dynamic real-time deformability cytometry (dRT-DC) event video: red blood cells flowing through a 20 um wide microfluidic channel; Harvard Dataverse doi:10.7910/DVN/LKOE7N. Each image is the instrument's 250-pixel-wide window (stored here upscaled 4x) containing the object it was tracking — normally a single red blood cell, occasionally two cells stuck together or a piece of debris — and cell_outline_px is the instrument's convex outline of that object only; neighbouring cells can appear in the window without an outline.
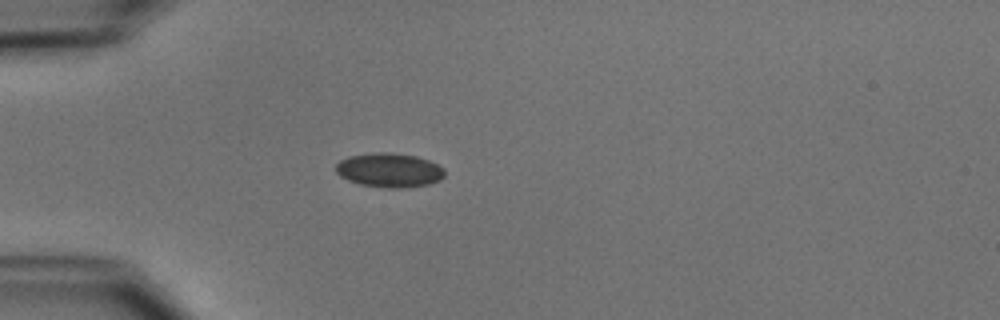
{"species": "common noctule bat (a hibernating species)", "species_latin": "Nyctalus noctula", "temperature_condition": "cold", "stored_images_in_passage": 51, "camera_frame_rate_fps": 3000, "um_per_image_px": 0.085, "animal": {"sex": "male", "body_mass_g": 15.6}, "frame": {"image": 1, "passage_image": 15, "time_ms": 4.667, "image_size_px": [1000, 320], "cell_outline_px": [[444, 176], [440, 180], [428, 184], [404, 188], [388, 188], [360, 184], [348, 180], [340, 176], [336, 172], [336, 164], [340, 160], [348, 156], [376, 152], [388, 152], [416, 156], [428, 160], [444, 168]], "centroid_in_image_um": [33.08, 14.46], "position_along_channel_um": 51.9, "area_um2": 21.68}}
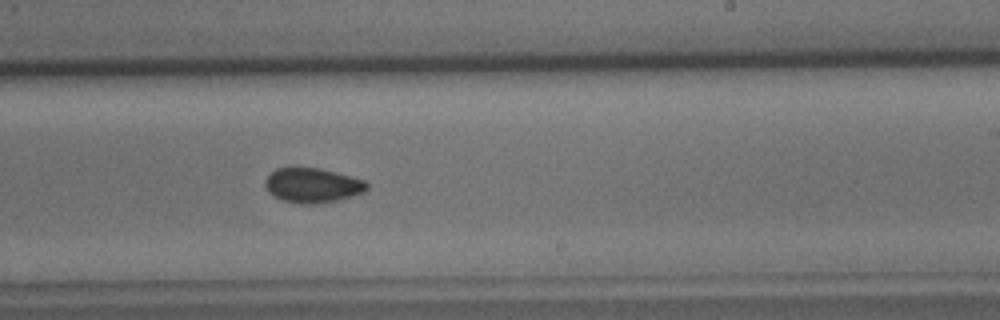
{"frame": {"image": 2, "passage_image": 32, "time_ms": 10.333, "image_size_px": [1000, 320], "cell_outline_px": [[368, 188], [364, 192], [340, 200], [316, 204], [300, 204], [284, 200], [268, 192], [264, 184], [264, 180], [276, 168], [320, 168], [364, 180], [368, 184]], "centroid_in_image_um": [26.57, 15.76], "position_along_channel_um": 262.4, "area_um2": 20.46}}
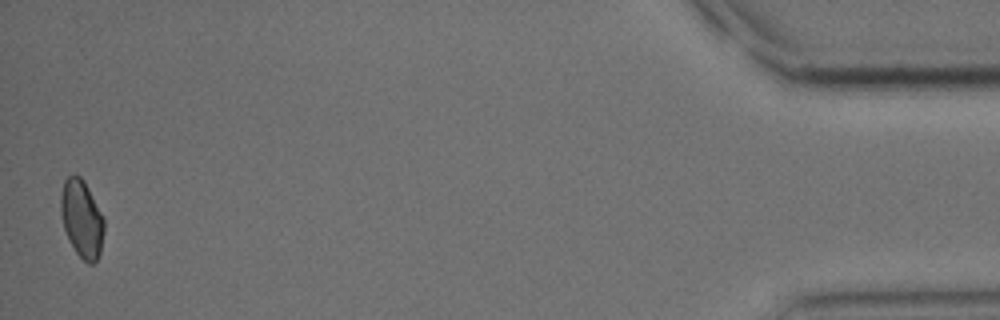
{"frame": {"image": 3, "passage_image": 51, "time_ms": 16.667, "image_size_px": [1000, 320], "cell_outline_px": [[104, 232], [100, 252], [96, 260], [92, 264], [88, 264], [76, 252], [68, 240], [64, 228], [60, 212], [60, 196], [64, 180], [68, 176], [80, 176], [84, 180], [104, 216]], "centroid_in_image_um": [6.95, 18.58], "position_along_channel_um": 428.3, "area_um2": 19.71}, "authors_computed_cell_mechanics": {"area_um2": 20.4612, "velocity_mm_per_s": 3.9284, "shape_relaxation_time_tau1_ms": 3.4766, "shape_relaxation_time_tau2_ms": 3.1659, "deformation_change_tau1": 0.0556, "deformation_change_tau2": 0.0614}}